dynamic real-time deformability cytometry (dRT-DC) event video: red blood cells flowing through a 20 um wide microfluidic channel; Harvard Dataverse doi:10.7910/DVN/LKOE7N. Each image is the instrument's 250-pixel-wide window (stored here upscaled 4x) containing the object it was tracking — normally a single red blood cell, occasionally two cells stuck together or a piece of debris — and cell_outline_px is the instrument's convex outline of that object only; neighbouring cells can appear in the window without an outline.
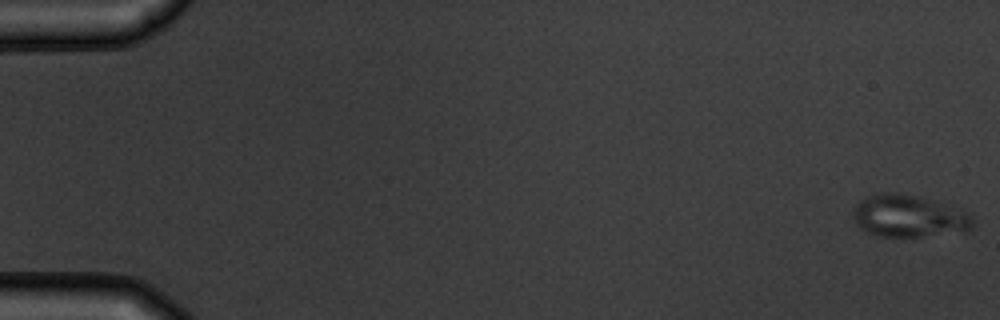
{"species": "common noctule bat (a hibernating species)", "species_latin": "Nyctalus noctula", "temperature_condition": "warm", "stored_images_in_passage": 6, "camera_frame_rate_fps": 3000, "um_per_image_px": 0.085, "animal": {"sex": "male", "body_mass_g": 19.5, "forearm_length_mm": 54.6}, "frame": {"image": 1, "passage_image": 1, "time_ms": 0.0, "image_size_px": [1000, 320], "cell_outline_px": [[972, 228], [968, 232], [920, 236], [880, 236], [868, 232], [860, 228], [856, 224], [852, 216], [852, 212], [856, 204], [860, 200], [868, 196], [880, 192], [892, 192], [912, 196], [944, 204], [972, 212]], "centroid_in_image_um": [77.26, 18.38], "position_along_channel_um": 7.7, "area_um2": 29.36}}
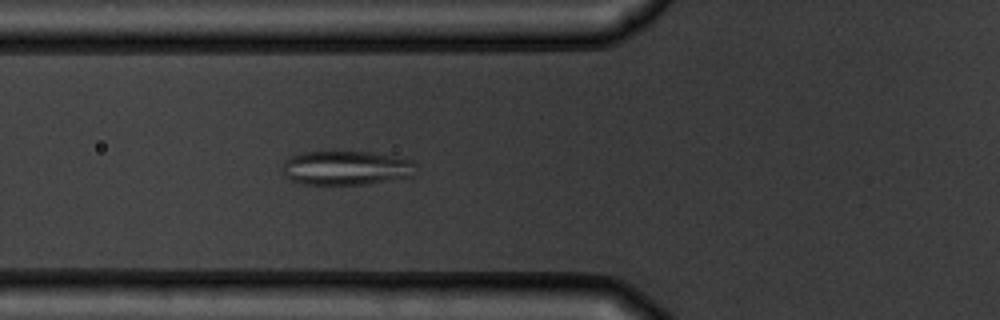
{"frame": {"image": 2, "passage_image": 6, "time_ms": 6.333, "image_size_px": [1000, 320], "cell_outline_px": [[420, 172], [412, 176], [368, 184], [304, 184], [292, 180], [284, 176], [280, 168], [284, 160], [292, 156], [304, 152], [368, 152], [408, 156], [416, 164]], "centroid_in_image_um": [29.51, 14.26], "position_along_channel_um": 96.3, "area_um2": 27.28}}